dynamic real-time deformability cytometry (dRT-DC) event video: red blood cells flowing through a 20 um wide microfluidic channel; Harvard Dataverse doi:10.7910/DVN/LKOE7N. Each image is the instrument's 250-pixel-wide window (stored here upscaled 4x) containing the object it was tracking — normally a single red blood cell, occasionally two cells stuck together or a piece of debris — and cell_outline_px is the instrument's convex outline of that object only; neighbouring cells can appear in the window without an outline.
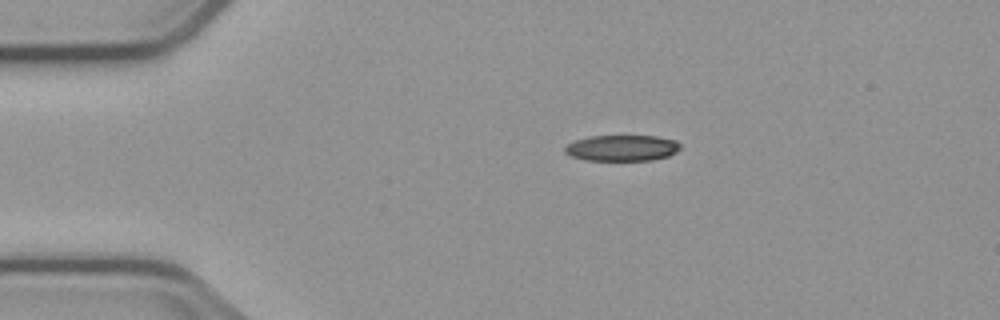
{"species": "common noctule bat (a hibernating species)", "species_latin": "Nyctalus noctula", "temperature_condition": "cold", "stored_images_in_passage": 4, "camera_frame_rate_fps": 3000, "um_per_image_px": 0.085, "animal": {"sex": "male", "body_mass_g": 23.1, "forearm_length_mm": 52.7}, "frame": {"image": 1, "passage_image": 1, "time_ms": 0.0, "image_size_px": [1000, 320], "cell_outline_px": [[680, 148], [676, 152], [668, 156], [652, 160], [584, 160], [572, 156], [564, 152], [564, 148], [568, 144], [576, 140], [588, 136], [656, 136], [676, 140], [680, 144]], "centroid_in_image_um": [52.88, 12.58], "position_along_channel_um": 32.1, "area_um2": 17.46}}
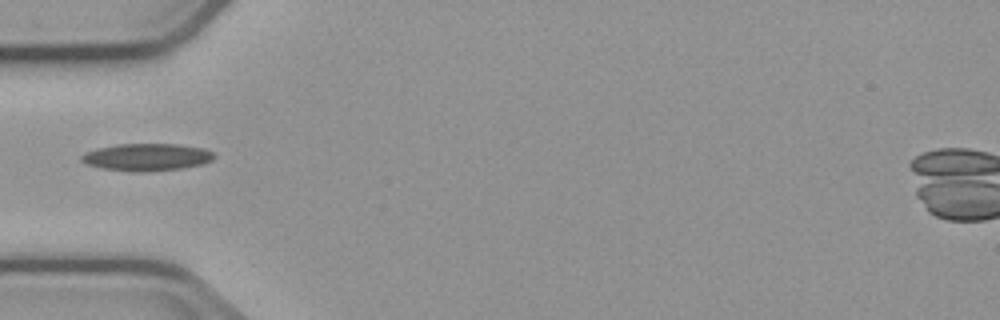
{"frame": {"image": 2, "passage_image": 3, "time_ms": 2.333, "image_size_px": [1000, 320], "cell_outline_px": [[216, 156], [212, 160], [204, 164], [184, 168], [144, 172], [132, 172], [100, 168], [88, 164], [80, 160], [80, 156], [84, 152], [96, 148], [116, 144], [176, 144], [204, 148], [212, 152]], "centroid_in_image_um": [12.47, 13.36], "position_along_channel_um": 72.5, "area_um2": 21.39}}
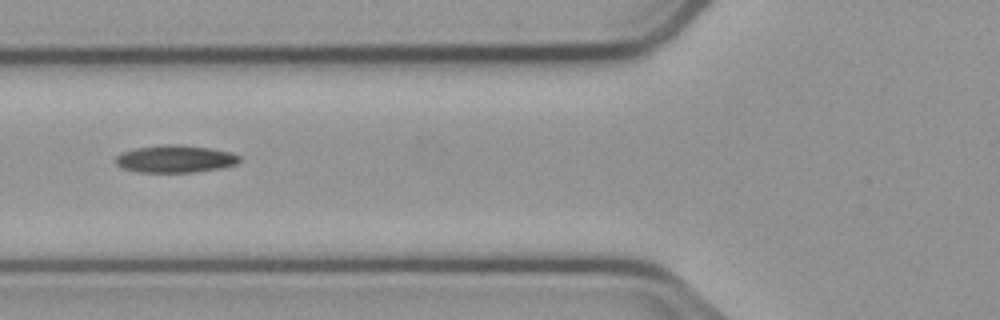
{"frame": {"image": 3, "passage_image": 4, "time_ms": 3.333, "image_size_px": [1000, 320], "cell_outline_px": [[240, 160], [236, 164], [220, 168], [192, 172], [136, 172], [120, 168], [116, 164], [116, 156], [120, 152], [136, 148], [160, 144], [176, 144], [212, 148], [232, 152], [240, 156]], "centroid_in_image_um": [14.86, 13.5], "position_along_channel_um": 110.9, "area_um2": 20.0}}